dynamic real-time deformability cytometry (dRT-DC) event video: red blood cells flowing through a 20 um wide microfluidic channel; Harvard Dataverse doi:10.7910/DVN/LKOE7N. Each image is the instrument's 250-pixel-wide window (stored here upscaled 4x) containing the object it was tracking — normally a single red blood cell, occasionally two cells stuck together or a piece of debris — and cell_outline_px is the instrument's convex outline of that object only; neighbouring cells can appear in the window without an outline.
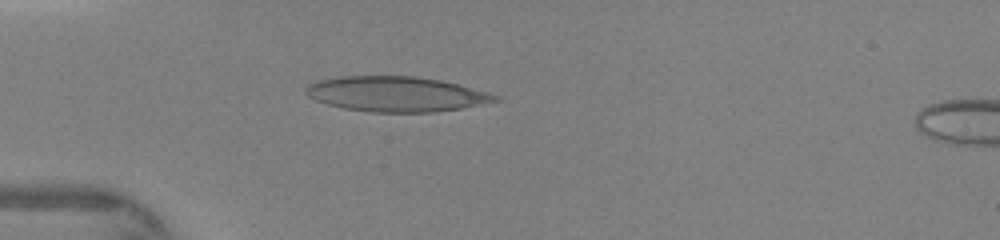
{"species": "human", "species_latin": "Homo sapiens", "temperature_condition": "warm", "stored_images_in_passage": 2, "camera_frame_rate_fps": 3000, "um_per_image_px": 0.085, "donor": {"sex": "female"}, "frame": {"image": 1, "passage_image": 2, "time_ms": 1.333, "image_size_px": [1000, 240], "cell_outline_px": [[504, 100], [464, 108], [432, 112], [372, 112], [344, 108], [328, 104], [316, 100], [308, 96], [304, 92], [304, 88], [308, 84], [316, 80], [340, 76], [412, 76], [440, 80], [488, 92], [500, 96]], "centroid_in_image_um": [33.68, 7.99], "position_along_channel_um": 51.3, "area_um2": 38.9}}